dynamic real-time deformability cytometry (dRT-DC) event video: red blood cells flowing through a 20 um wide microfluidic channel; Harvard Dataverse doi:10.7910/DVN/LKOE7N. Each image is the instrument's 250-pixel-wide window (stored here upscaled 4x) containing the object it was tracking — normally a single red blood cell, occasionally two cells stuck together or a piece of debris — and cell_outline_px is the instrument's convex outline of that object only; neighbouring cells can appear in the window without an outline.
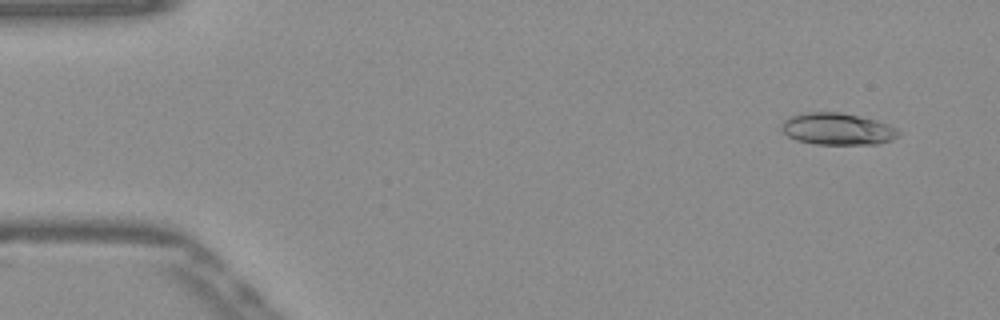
{"species": "Egyptian fruit bat (a non-hibernating species)", "species_latin": "Rousettus aegyptiacus", "temperature_condition": "warm", "stored_images_in_passage": 52, "camera_frame_rate_fps": 3000, "um_per_image_px": 0.085, "frame": {"image": 1, "passage_image": 4, "time_ms": 1.0, "image_size_px": [1000, 320], "cell_outline_px": [[900, 132], [892, 140], [876, 144], [816, 144], [796, 140], [788, 136], [780, 128], [784, 120], [792, 116], [804, 112], [840, 112], [876, 120], [896, 128]], "centroid_in_image_um": [71.16, 10.96], "position_along_channel_um": 13.8, "area_um2": 21.56}}
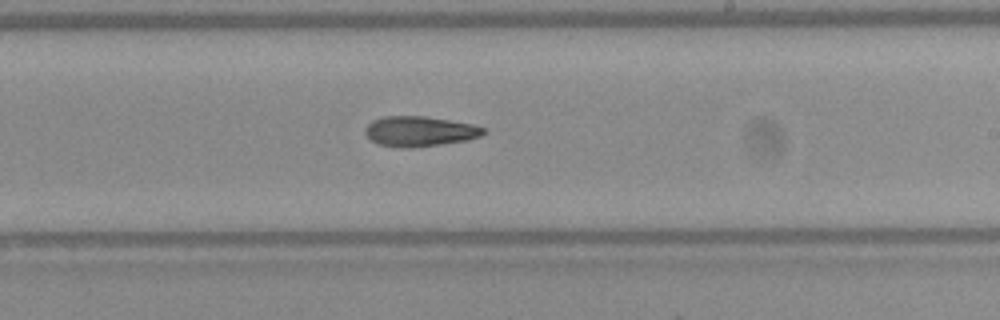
{"frame": {"image": 2, "passage_image": 31, "time_ms": 10.0, "image_size_px": [1000, 320], "cell_outline_px": [[488, 132], [480, 136], [468, 140], [412, 148], [396, 148], [376, 144], [364, 132], [364, 128], [372, 120], [384, 116], [424, 116], [472, 124], [488, 128]], "centroid_in_image_um": [35.67, 11.17], "position_along_channel_um": 253.3, "area_um2": 21.04}}
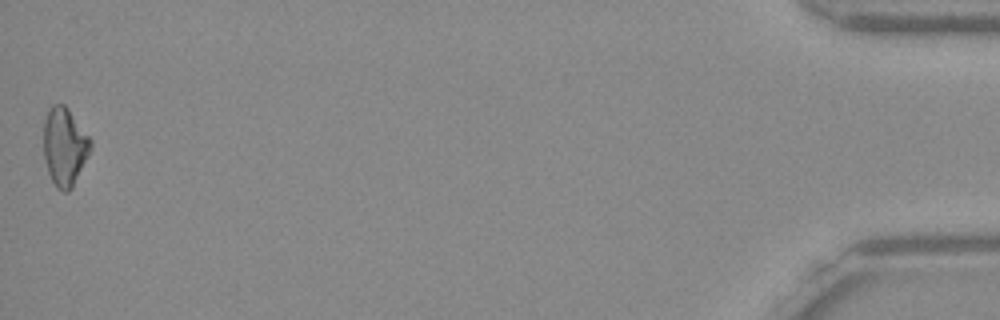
{"frame": {"image": 3, "passage_image": 52, "time_ms": 17.0, "image_size_px": [1000, 320], "cell_outline_px": [[92, 148], [72, 188], [68, 192], [64, 192], [56, 188], [48, 172], [44, 160], [44, 120], [48, 108], [52, 104], [64, 104], [68, 108], [92, 140]], "centroid_in_image_um": [5.49, 12.46], "position_along_channel_um": 429.7, "area_um2": 21.56}, "authors_computed_cell_mechanics": {"area_um2": 20.9814, "velocity_mm_per_s": 3.903, "shape_relaxation_time_tau1_ms": 11.1905, "shape_relaxation_time_tau2_ms": 8.8468, "deformation_change_tau1": 0.2439, "deformation_change_tau2": 0.2096}}